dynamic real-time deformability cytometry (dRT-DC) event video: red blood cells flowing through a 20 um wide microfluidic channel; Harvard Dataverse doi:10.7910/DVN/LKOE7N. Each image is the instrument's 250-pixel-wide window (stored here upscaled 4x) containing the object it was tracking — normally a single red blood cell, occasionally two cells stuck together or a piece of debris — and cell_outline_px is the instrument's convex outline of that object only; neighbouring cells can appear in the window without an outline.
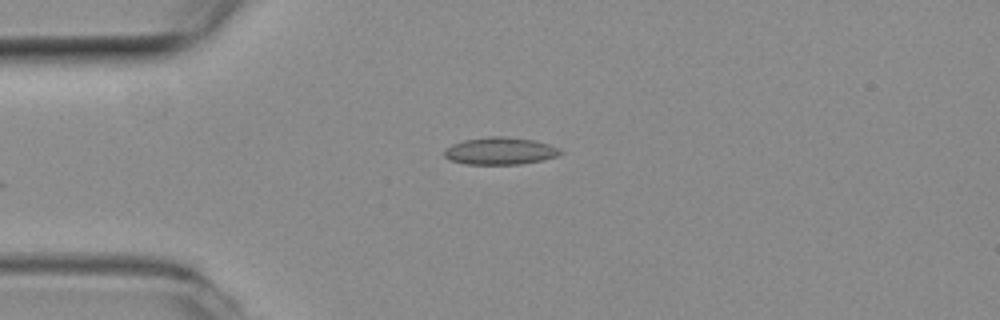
{"species": "common noctule bat (a hibernating species)", "species_latin": "Nyctalus noctula", "temperature_condition": "room temperature", "stored_images_in_passage": 15, "camera_frame_rate_fps": 3000, "um_per_image_px": 0.085, "animal": {"sex": "female", "body_mass_g": 19.3, "forearm_length_mm": 54.1}, "frame": {"image": 1, "passage_image": 1, "time_ms": 0.0, "image_size_px": [1000, 320], "cell_outline_px": [[564, 152], [556, 156], [540, 160], [520, 164], [464, 164], [452, 160], [444, 156], [444, 148], [452, 144], [464, 140], [492, 136], [504, 136], [536, 140], [548, 144]], "centroid_in_image_um": [42.48, 12.82], "position_along_channel_um": 42.5, "area_um2": 18.32}}
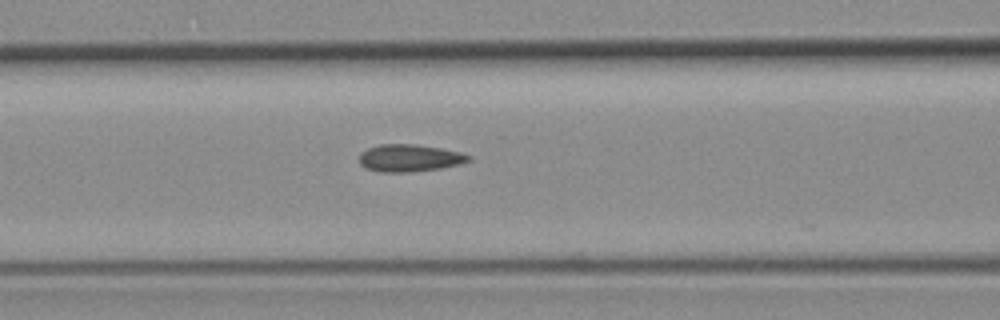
{"frame": {"image": 2, "passage_image": 10, "time_ms": 3.0, "image_size_px": [1000, 320], "cell_outline_px": [[472, 160], [460, 164], [440, 168], [408, 172], [380, 172], [364, 168], [360, 164], [360, 152], [368, 148], [380, 144], [416, 144], [440, 148], [460, 152], [472, 156]], "centroid_in_image_um": [34.8, 13.43], "position_along_channel_um": 131.8, "area_um2": 17.46}}
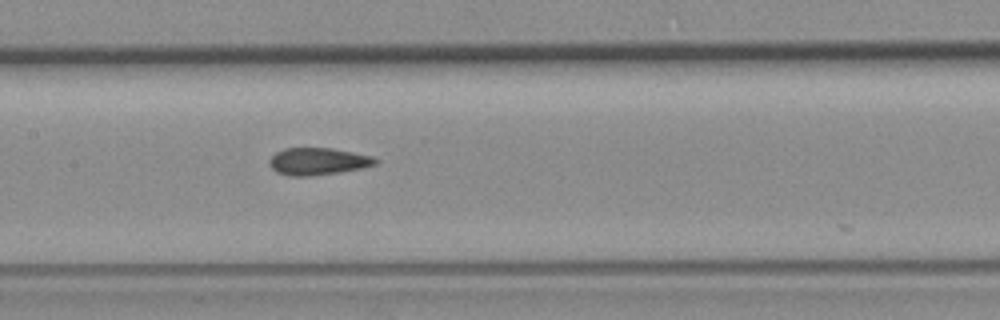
{"frame": {"image": 3, "passage_image": 14, "time_ms": 4.333, "image_size_px": [1000, 320], "cell_outline_px": [[380, 160], [376, 164], [364, 168], [340, 172], [312, 176], [288, 176], [276, 172], [272, 168], [268, 160], [276, 152], [284, 148], [332, 148], [372, 156]], "centroid_in_image_um": [27.03, 13.72], "position_along_channel_um": 180.4, "area_um2": 16.94}}